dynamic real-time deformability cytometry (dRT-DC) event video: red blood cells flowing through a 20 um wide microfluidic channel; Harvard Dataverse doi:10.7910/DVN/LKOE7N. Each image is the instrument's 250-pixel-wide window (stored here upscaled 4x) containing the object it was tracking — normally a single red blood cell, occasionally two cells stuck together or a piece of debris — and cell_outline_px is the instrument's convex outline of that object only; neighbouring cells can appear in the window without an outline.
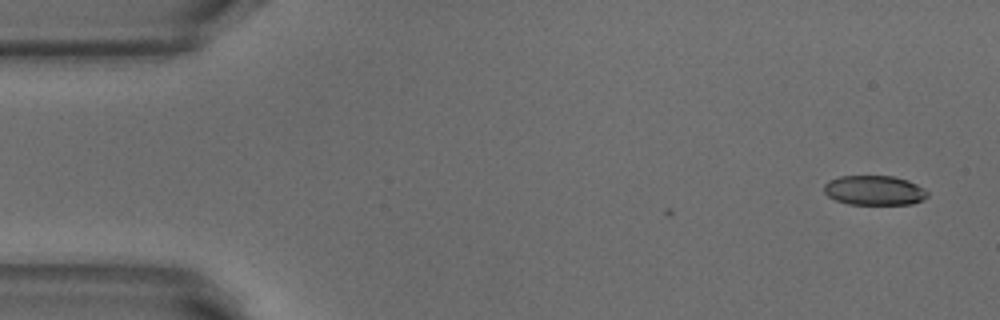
{"species": "common noctule bat (a hibernating species)", "species_latin": "Nyctalus noctula", "temperature_condition": "warm", "stored_images_in_passage": 3, "camera_frame_rate_fps": 3000, "um_per_image_px": 0.085, "animal": {"sex": "male", "body_mass_g": 18.8}, "frame": {"image": 1, "passage_image": 1, "time_ms": 0.0, "image_size_px": [1000, 320], "cell_outline_px": [[928, 196], [912, 204], [848, 204], [836, 200], [828, 196], [824, 192], [824, 184], [828, 180], [840, 176], [892, 176], [908, 180], [924, 188], [928, 192]], "centroid_in_image_um": [74.3, 16.17], "position_along_channel_um": 10.7, "area_um2": 17.86}}